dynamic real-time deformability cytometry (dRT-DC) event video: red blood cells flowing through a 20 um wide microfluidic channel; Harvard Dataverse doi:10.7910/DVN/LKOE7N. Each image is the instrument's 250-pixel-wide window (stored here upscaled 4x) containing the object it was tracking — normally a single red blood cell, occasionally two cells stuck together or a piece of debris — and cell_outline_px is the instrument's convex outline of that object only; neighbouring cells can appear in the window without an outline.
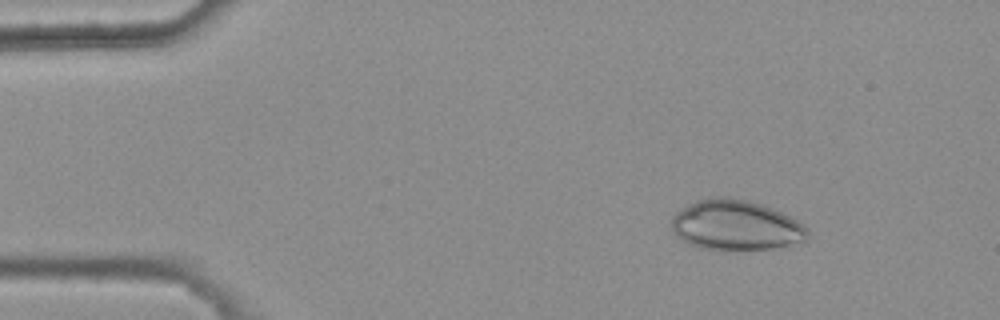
{"species": "common noctule bat (a hibernating species)", "species_latin": "Nyctalus noctula", "temperature_condition": "warm", "stored_images_in_passage": 4, "camera_frame_rate_fps": 3000, "um_per_image_px": 0.085, "animal": {"sex": "female", "body_mass_g": 25.1}, "frame": {"image": 1, "passage_image": 1, "time_ms": 0.0, "image_size_px": [1000, 320], "cell_outline_px": [[808, 240], [772, 248], [700, 248], [688, 244], [672, 228], [672, 216], [680, 208], [696, 200], [712, 196], [728, 196], [748, 200], [760, 204], [780, 212], [804, 224], [808, 228]], "centroid_in_image_um": [62.54, 19.1], "position_along_channel_um": 22.5, "area_um2": 39.19}}